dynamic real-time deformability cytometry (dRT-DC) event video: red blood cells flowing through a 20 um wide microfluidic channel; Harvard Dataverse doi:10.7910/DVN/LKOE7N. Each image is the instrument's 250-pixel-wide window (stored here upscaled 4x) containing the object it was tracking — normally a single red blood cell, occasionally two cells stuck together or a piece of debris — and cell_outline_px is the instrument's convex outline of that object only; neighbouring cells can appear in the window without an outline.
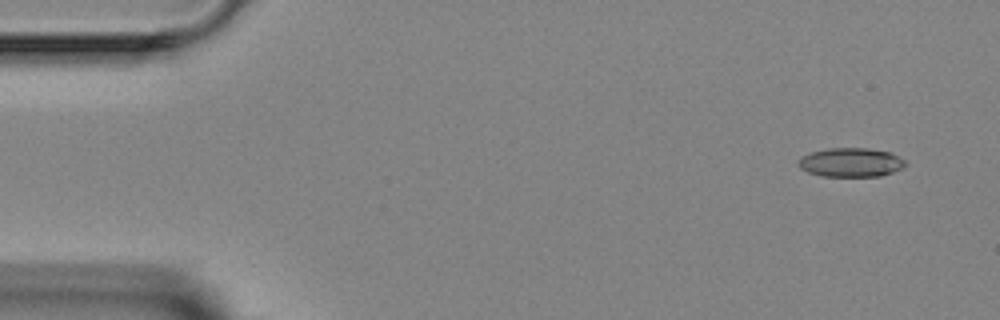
{"species": "Egyptian fruit bat (a non-hibernating species)", "species_latin": "Rousettus aegyptiacus", "temperature_condition": "room temperature", "stored_images_in_passage": 3, "camera_frame_rate_fps": 3000, "um_per_image_px": 0.085, "animal": {"sex": "female"}, "frame": {"image": 1, "passage_image": 1, "time_ms": 0.0, "image_size_px": [1000, 320], "cell_outline_px": [[908, 164], [904, 168], [880, 176], [820, 176], [808, 172], [800, 168], [796, 164], [804, 156], [812, 152], [828, 148], [868, 148], [888, 152], [904, 160]], "centroid_in_image_um": [72.33, 13.81], "position_along_channel_um": 12.7, "area_um2": 17.98}}
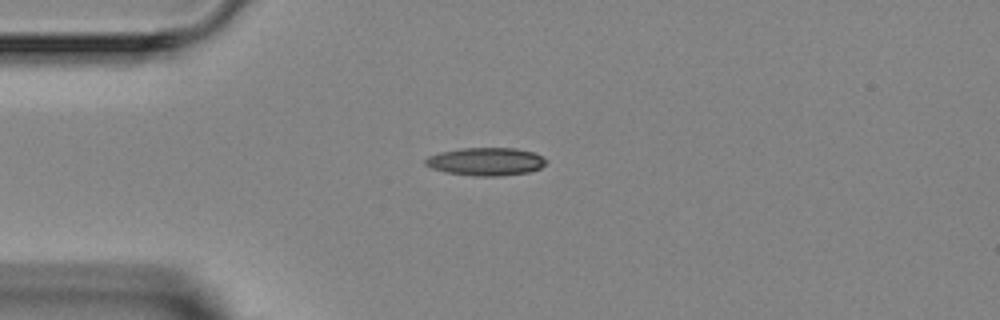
{"frame": {"image": 2, "passage_image": 3, "time_ms": 3.0, "image_size_px": [1000, 320], "cell_outline_px": [[548, 160], [540, 168], [528, 172], [500, 176], [472, 176], [444, 172], [432, 168], [424, 164], [424, 160], [428, 156], [440, 152], [460, 148], [516, 148], [532, 152]], "centroid_in_image_um": [41.26, 13.73], "position_along_channel_um": 43.7, "area_um2": 19.71}}